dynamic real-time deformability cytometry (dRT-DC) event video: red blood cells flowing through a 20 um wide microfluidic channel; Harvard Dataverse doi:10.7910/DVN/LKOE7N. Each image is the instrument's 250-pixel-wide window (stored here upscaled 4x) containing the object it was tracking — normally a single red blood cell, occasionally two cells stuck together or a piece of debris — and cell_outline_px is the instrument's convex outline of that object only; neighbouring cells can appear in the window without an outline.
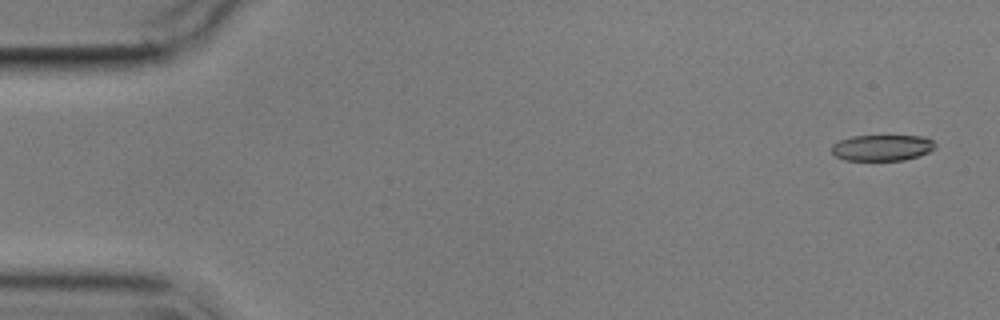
{"species": "common noctule bat (a hibernating species)", "species_latin": "Nyctalus noctula", "temperature_condition": "cold", "stored_images_in_passage": 5, "camera_frame_rate_fps": 3000, "um_per_image_px": 0.085, "animal": {"sex": "male", "body_mass_g": 17.9}, "frame": {"image": 1, "passage_image": 1, "time_ms": 0.0, "image_size_px": [1000, 320], "cell_outline_px": [[936, 148], [920, 156], [904, 160], [844, 160], [836, 156], [832, 152], [832, 144], [840, 140], [852, 136], [924, 136], [932, 140], [936, 144]], "centroid_in_image_um": [75.0, 12.56], "position_along_channel_um": 10.0, "area_um2": 15.78}}
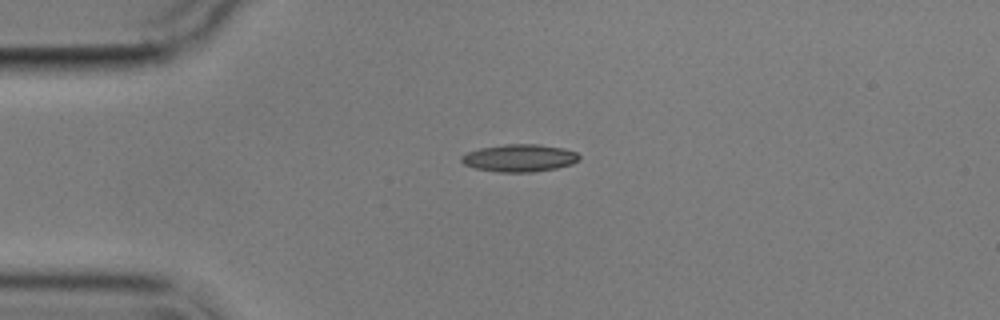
{"frame": {"image": 2, "passage_image": 4, "time_ms": 3.667, "image_size_px": [1000, 320], "cell_outline_px": [[580, 160], [572, 164], [556, 168], [532, 172], [496, 172], [476, 168], [464, 164], [460, 160], [460, 156], [468, 152], [480, 148], [504, 144], [540, 144], [564, 148], [576, 152], [580, 156]], "centroid_in_image_um": [44.17, 13.42], "position_along_channel_um": 40.8, "area_um2": 18.96}}